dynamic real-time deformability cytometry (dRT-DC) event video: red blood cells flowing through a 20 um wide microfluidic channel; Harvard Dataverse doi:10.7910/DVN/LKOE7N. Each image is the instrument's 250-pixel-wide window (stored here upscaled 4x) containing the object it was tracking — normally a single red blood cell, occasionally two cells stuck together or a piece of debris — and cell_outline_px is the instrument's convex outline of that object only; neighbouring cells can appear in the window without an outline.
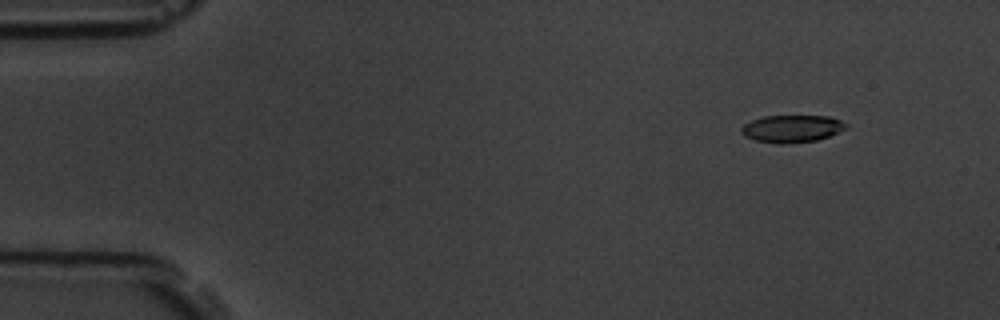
{"species": "common noctule bat (a hibernating species)", "species_latin": "Nyctalus noctula", "temperature_condition": "room temperature", "stored_images_in_passage": 5, "camera_frame_rate_fps": 3000, "um_per_image_px": 0.085, "animal": {"sex": "male", "body_mass_g": 19.5, "forearm_length_mm": 54.6}, "frame": {"image": 1, "passage_image": 2, "time_ms": 1.0, "image_size_px": [1000, 320], "cell_outline_px": [[848, 128], [828, 136], [816, 140], [788, 144], [780, 144], [756, 140], [744, 136], [740, 132], [740, 128], [744, 124], [752, 120], [764, 116], [828, 116], [840, 120], [848, 124]], "centroid_in_image_um": [67.3, 10.94], "position_along_channel_um": 17.7, "area_um2": 16.7}}
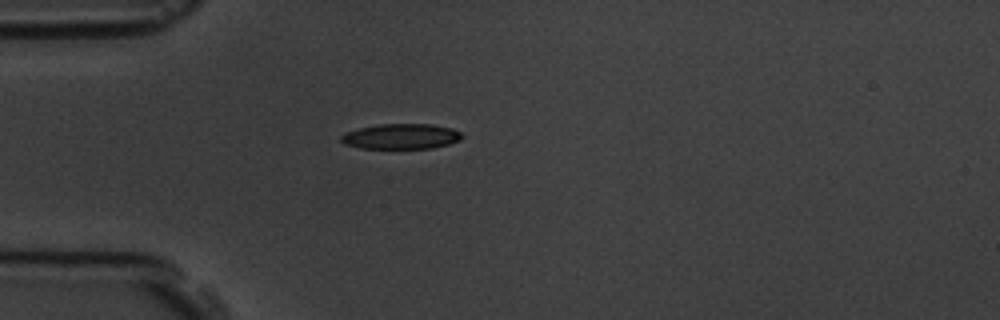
{"frame": {"image": 2, "passage_image": 5, "time_ms": 4.333, "image_size_px": [1000, 320], "cell_outline_px": [[464, 136], [460, 140], [448, 144], [432, 148], [360, 148], [344, 144], [340, 140], [340, 136], [344, 132], [360, 128], [380, 124], [432, 124], [452, 128], [460, 132]], "centroid_in_image_um": [34.09, 11.59], "position_along_channel_um": 50.9, "area_um2": 17.86}}